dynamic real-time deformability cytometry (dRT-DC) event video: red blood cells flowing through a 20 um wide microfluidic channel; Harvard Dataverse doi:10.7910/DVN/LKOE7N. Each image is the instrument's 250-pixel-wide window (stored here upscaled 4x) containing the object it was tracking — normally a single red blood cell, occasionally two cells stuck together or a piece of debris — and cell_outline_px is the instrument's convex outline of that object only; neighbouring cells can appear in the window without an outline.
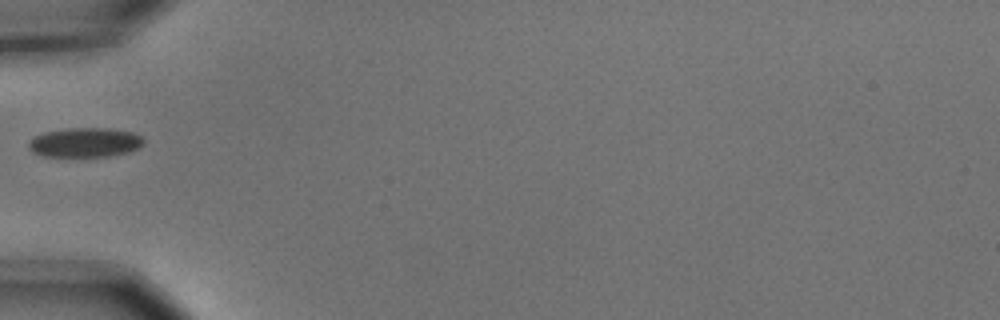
{"species": "common noctule bat (a hibernating species)", "species_latin": "Nyctalus noctula", "temperature_condition": "cold", "stored_images_in_passage": 2, "camera_frame_rate_fps": 3000, "um_per_image_px": 0.085, "animal": {"sex": "male", "body_mass_g": 15.6}, "frame": {"image": 1, "passage_image": 1, "time_ms": 0.0, "image_size_px": [1000, 320], "cell_outline_px": [[144, 144], [140, 148], [128, 152], [108, 156], [44, 156], [32, 152], [28, 148], [28, 140], [32, 136], [44, 132], [68, 128], [108, 128], [132, 132], [140, 136], [144, 140]], "centroid_in_image_um": [7.2, 12.1], "position_along_channel_um": 77.8, "area_um2": 19.88}}
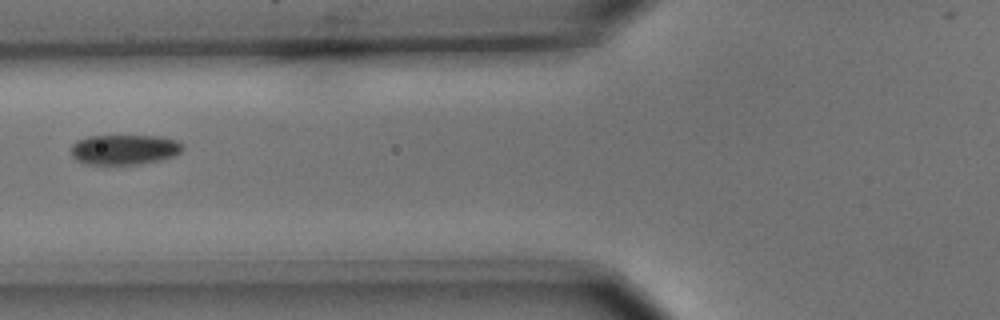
{"frame": {"image": 2, "passage_image": 2, "time_ms": 0.333, "image_size_px": [1000, 320], "cell_outline_px": [[184, 148], [176, 156], [160, 160], [140, 164], [84, 164], [76, 160], [72, 156], [72, 144], [76, 140], [88, 136], [160, 136], [176, 140]], "centroid_in_image_um": [10.56, 12.71], "position_along_channel_um": 115.2, "area_um2": 19.65}}